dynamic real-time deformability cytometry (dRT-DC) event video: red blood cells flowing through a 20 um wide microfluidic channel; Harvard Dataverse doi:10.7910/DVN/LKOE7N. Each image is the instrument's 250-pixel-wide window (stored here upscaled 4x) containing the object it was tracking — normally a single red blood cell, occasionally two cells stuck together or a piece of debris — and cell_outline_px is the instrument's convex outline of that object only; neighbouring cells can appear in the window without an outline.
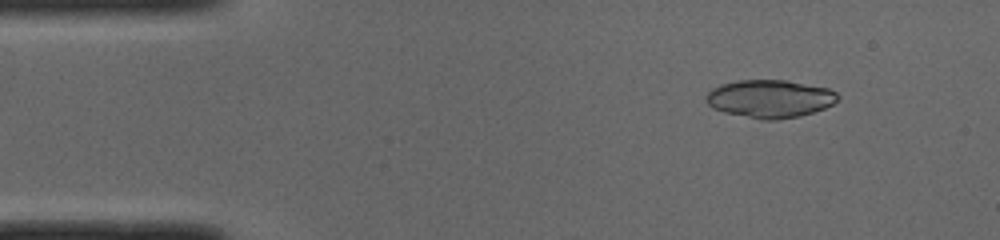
{"species": "common noctule bat (a hibernating species)", "species_latin": "Nyctalus noctula", "temperature_condition": "cold", "stored_images_in_passage": 50, "camera_frame_rate_fps": 3000, "um_per_image_px": 0.085, "animal": {"sex": "male", "body_mass_g": 19.0, "forearm_length_mm": 50.8}, "frame": {"image": 1, "passage_image": 6, "time_ms": 1.667, "image_size_px": [1000, 240], "cell_outline_px": [[840, 96], [832, 104], [824, 108], [800, 116], [772, 120], [760, 120], [724, 112], [712, 108], [704, 100], [704, 96], [712, 88], [720, 84], [736, 80], [788, 80], [828, 88], [836, 92]], "centroid_in_image_um": [65.4, 8.39], "position_along_channel_um": 19.6, "area_um2": 29.3}}